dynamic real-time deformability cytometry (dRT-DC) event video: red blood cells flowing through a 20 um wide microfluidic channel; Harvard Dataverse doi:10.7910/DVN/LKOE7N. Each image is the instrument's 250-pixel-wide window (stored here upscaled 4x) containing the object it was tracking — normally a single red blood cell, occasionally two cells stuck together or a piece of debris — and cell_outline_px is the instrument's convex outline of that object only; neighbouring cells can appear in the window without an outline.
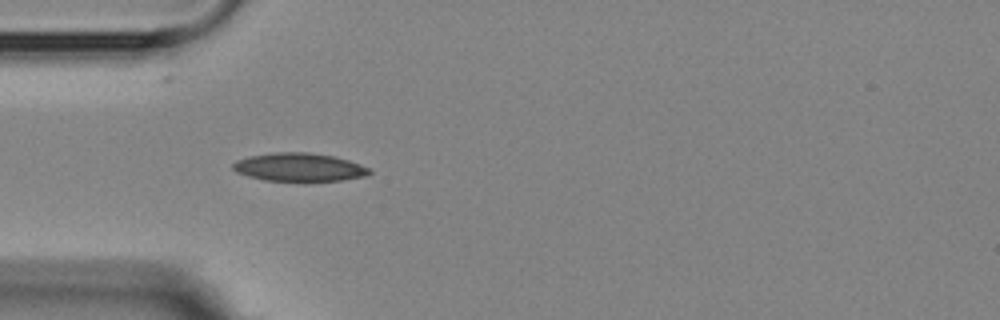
{"species": "Egyptian fruit bat (a non-hibernating species)", "species_latin": "Rousettus aegyptiacus", "temperature_condition": "room temperature", "stored_images_in_passage": 5, "camera_frame_rate_fps": 3000, "um_per_image_px": 0.085, "animal": {"sex": "female"}, "frame": {"image": 1, "passage_image": 4, "time_ms": 3.333, "image_size_px": [1000, 320], "cell_outline_px": [[372, 172], [364, 176], [340, 180], [304, 184], [264, 180], [248, 176], [236, 172], [232, 168], [232, 164], [236, 160], [248, 156], [276, 152], [308, 152], [332, 156], [348, 160], [360, 164], [368, 168]], "centroid_in_image_um": [25.4, 14.25], "position_along_channel_um": 59.6, "area_um2": 23.24}}
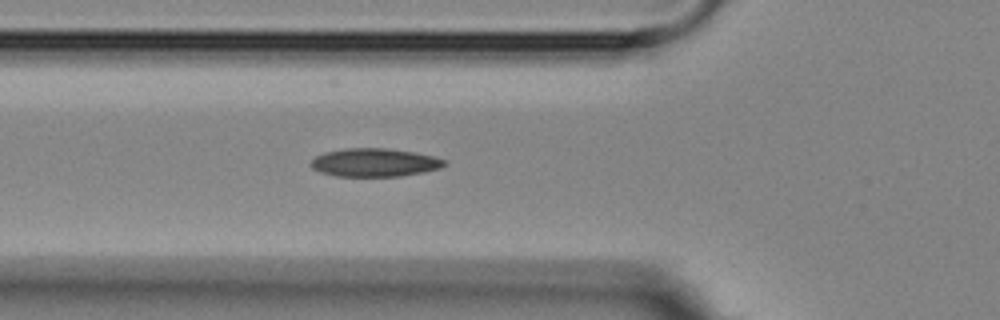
{"frame": {"image": 2, "passage_image": 5, "time_ms": 4.333, "image_size_px": [1000, 320], "cell_outline_px": [[448, 164], [440, 168], [424, 172], [400, 176], [336, 176], [320, 172], [312, 168], [308, 164], [316, 156], [324, 152], [344, 148], [384, 148], [412, 152], [432, 156], [444, 160]], "centroid_in_image_um": [31.8, 13.81], "position_along_channel_um": 94.0, "area_um2": 21.96}}